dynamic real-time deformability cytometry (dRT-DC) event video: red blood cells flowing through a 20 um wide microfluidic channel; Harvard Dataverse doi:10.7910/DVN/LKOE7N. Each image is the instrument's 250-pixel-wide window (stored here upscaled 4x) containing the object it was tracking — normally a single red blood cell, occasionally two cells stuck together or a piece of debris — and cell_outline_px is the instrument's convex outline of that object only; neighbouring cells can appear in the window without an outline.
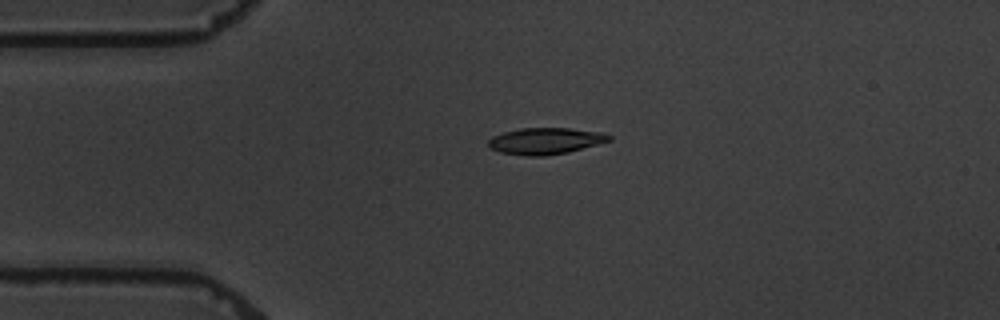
{"species": "common noctule bat (a hibernating species)", "species_latin": "Nyctalus noctula", "temperature_condition": "warm", "stored_images_in_passage": 2, "camera_frame_rate_fps": 3000, "um_per_image_px": 0.085, "animal": {"sex": "male", "body_mass_g": 19.5, "forearm_length_mm": 54.6}, "frame": {"image": 1, "passage_image": 1, "time_ms": 0.0, "image_size_px": [1000, 320], "cell_outline_px": [[612, 140], [568, 152], [544, 156], [528, 156], [500, 152], [488, 148], [488, 140], [492, 136], [504, 132], [520, 128], [568, 128], [600, 132], [612, 136]], "centroid_in_image_um": [46.33, 11.98], "position_along_channel_um": 38.7, "area_um2": 18.61}}